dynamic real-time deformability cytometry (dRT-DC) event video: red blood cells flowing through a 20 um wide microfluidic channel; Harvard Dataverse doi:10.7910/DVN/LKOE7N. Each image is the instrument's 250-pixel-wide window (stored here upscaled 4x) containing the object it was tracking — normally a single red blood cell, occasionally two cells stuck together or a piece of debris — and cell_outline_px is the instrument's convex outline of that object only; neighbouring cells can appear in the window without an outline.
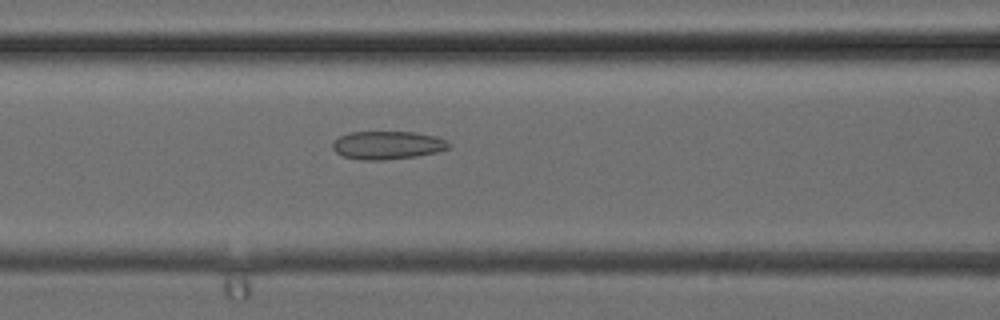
{"species": "common noctule bat (a hibernating species)", "species_latin": "Nyctalus noctula", "temperature_condition": "cold", "stored_images_in_passage": 28, "camera_frame_rate_fps": 3000, "um_per_image_px": 0.085, "animal": {"sex": "female", "body_mass_g": 24.6, "forearm_length_mm": 56.2}, "frame": {"image": 1, "passage_image": 6, "time_ms": 1.667, "image_size_px": [1000, 320], "cell_outline_px": [[452, 148], [436, 152], [416, 156], [384, 160], [360, 160], [344, 156], [336, 152], [332, 148], [332, 140], [340, 136], [352, 132], [412, 132], [436, 136], [448, 140], [452, 144]], "centroid_in_image_um": [32.97, 12.34], "position_along_channel_um": 133.6, "area_um2": 19.25}}
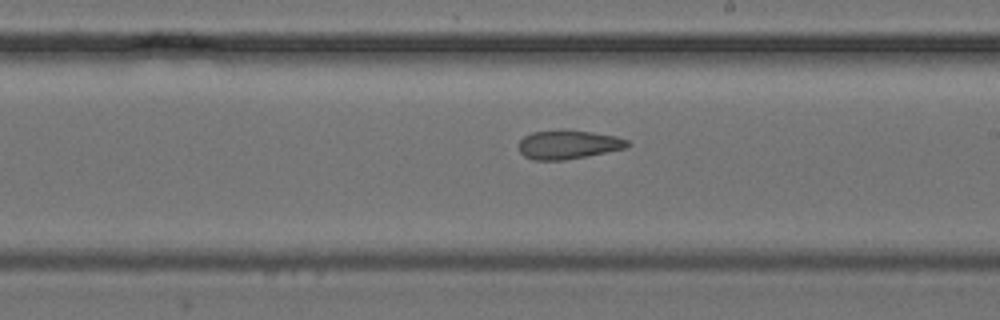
{"frame": {"image": 2, "passage_image": 12, "time_ms": 3.667, "image_size_px": [1000, 320], "cell_outline_px": [[628, 148], [564, 160], [532, 160], [524, 156], [520, 152], [520, 140], [524, 136], [532, 132], [560, 128], [568, 128], [616, 136], [628, 140]], "centroid_in_image_um": [48.29, 12.26], "position_along_channel_um": 240.7, "area_um2": 18.61}}
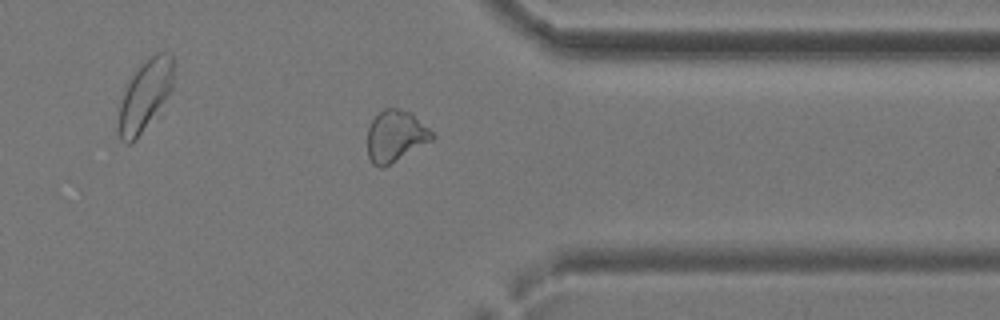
{"frame": {"image": 3, "passage_image": 20, "time_ms": 6.333, "image_size_px": [1000, 320], "cell_outline_px": [[436, 136], [432, 140], [384, 168], [372, 164], [368, 156], [368, 128], [372, 120], [384, 108], [396, 108], [412, 112]], "centroid_in_image_um": [33.62, 11.57], "position_along_channel_um": 377.8, "area_um2": 19.36}}